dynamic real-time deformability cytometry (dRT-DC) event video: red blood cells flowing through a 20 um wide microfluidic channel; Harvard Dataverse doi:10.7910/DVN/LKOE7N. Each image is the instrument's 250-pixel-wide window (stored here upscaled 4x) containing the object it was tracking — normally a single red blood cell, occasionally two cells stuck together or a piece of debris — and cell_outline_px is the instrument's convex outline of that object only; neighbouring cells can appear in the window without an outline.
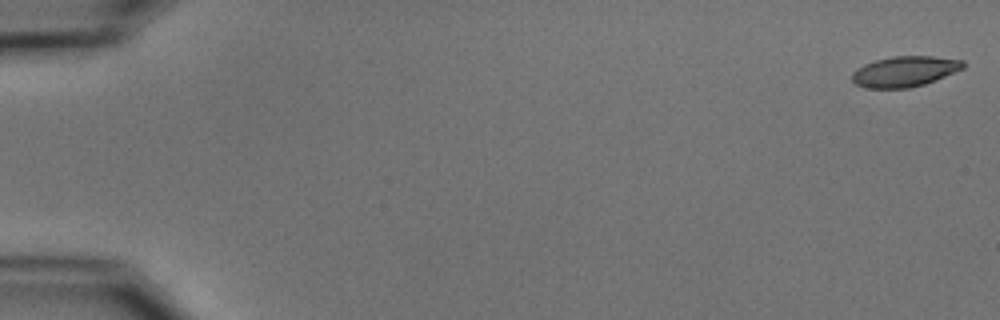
{"species": "common noctule bat (a hibernating species)", "species_latin": "Nyctalus noctula", "temperature_condition": "cold", "stored_images_in_passage": 6, "camera_frame_rate_fps": 3000, "um_per_image_px": 0.085, "animal": {"sex": "male", "body_mass_g": 15.6}, "frame": {"image": 1, "passage_image": 1, "time_ms": 0.0, "image_size_px": [1000, 320], "cell_outline_px": [[964, 68], [924, 84], [908, 88], [864, 88], [856, 84], [852, 80], [852, 72], [864, 64], [876, 60], [892, 56], [932, 56], [964, 60]], "centroid_in_image_um": [76.88, 6.07], "position_along_channel_um": 8.1, "area_um2": 19.65}}
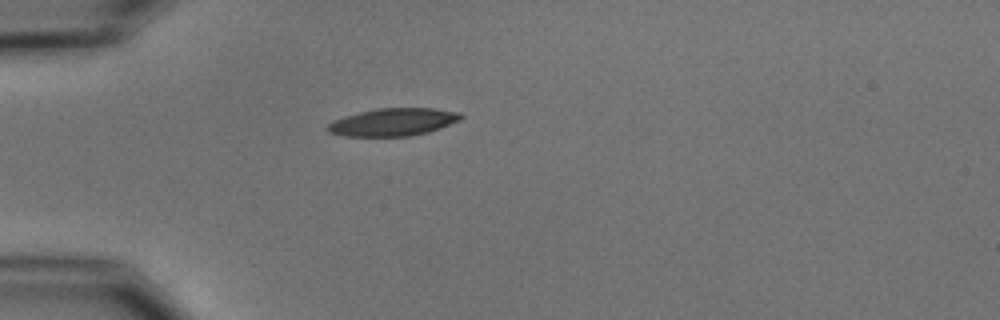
{"frame": {"image": 2, "passage_image": 5, "time_ms": 5.0, "image_size_px": [1000, 320], "cell_outline_px": [[464, 116], [460, 120], [440, 128], [428, 132], [408, 136], [344, 136], [328, 132], [324, 128], [328, 124], [344, 116], [376, 108], [432, 108], [460, 112]], "centroid_in_image_um": [33.42, 10.37], "position_along_channel_um": 51.6, "area_um2": 21.44}}